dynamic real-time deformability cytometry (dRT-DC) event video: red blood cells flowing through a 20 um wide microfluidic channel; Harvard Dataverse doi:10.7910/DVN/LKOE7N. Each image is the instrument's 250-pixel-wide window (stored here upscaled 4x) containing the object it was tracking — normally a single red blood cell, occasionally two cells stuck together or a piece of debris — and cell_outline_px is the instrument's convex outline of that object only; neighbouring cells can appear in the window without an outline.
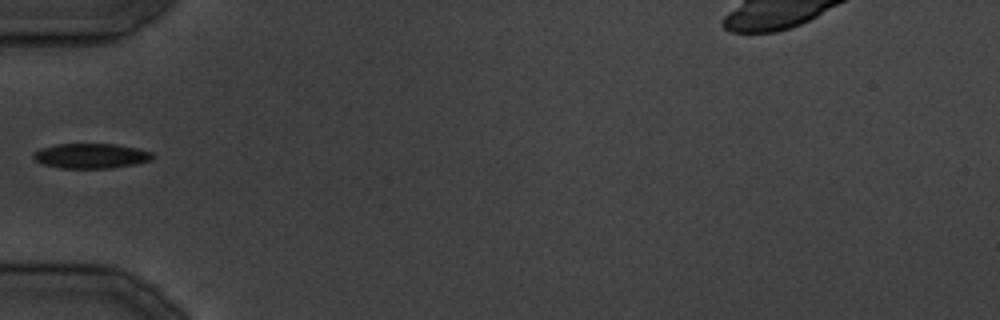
{"species": "common noctule bat (a hibernating species)", "species_latin": "Nyctalus noctula", "temperature_condition": "cold", "stored_images_in_passage": 23, "camera_frame_rate_fps": 3000, "um_per_image_px": 0.085, "animal": {"sex": "male", "body_mass_g": 19.5, "forearm_length_mm": 54.6}, "frame": {"image": 1, "passage_image": 1, "time_ms": 0.0, "image_size_px": [1000, 320], "cell_outline_px": [[156, 156], [152, 160], [136, 164], [112, 168], [60, 168], [44, 164], [36, 160], [32, 156], [32, 152], [40, 148], [56, 144], [116, 144], [136, 148], [152, 152]], "centroid_in_image_um": [7.75, 13.25], "position_along_channel_um": 77.2, "area_um2": 17.46}}
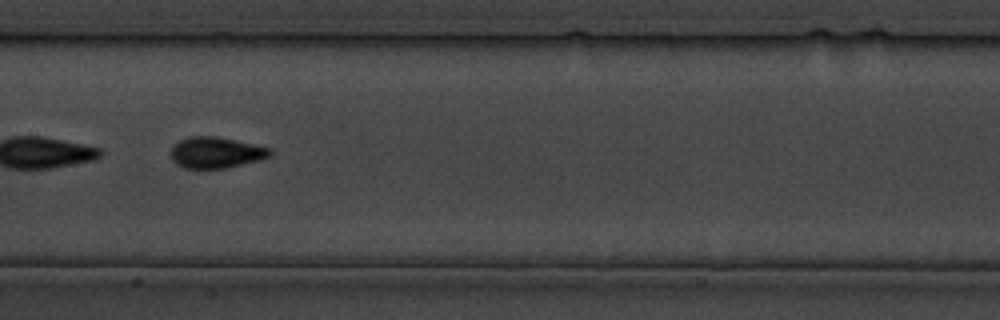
{"frame": {"image": 2, "passage_image": 7, "time_ms": 7.0, "image_size_px": [1000, 320], "cell_outline_px": [[272, 152], [268, 156], [260, 160], [224, 168], [184, 168], [176, 164], [172, 160], [172, 144], [188, 136], [216, 136], [236, 140], [272, 148]], "centroid_in_image_um": [18.34, 12.95], "position_along_channel_um": 189.1, "area_um2": 17.98}}